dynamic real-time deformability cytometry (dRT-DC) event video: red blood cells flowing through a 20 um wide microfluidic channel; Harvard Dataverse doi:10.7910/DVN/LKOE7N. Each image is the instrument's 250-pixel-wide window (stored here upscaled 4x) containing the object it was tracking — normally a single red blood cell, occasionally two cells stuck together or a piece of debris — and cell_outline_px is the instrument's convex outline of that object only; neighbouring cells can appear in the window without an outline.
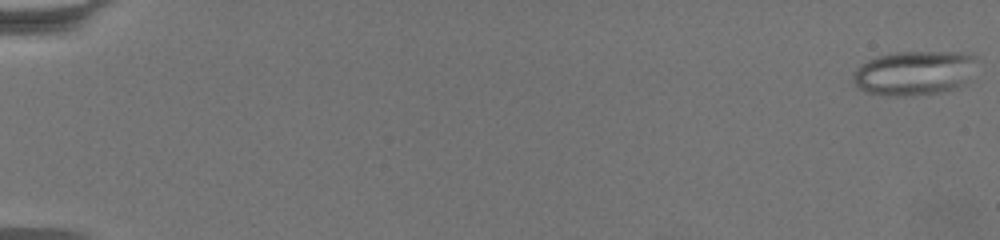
{"species": "common noctule bat (a hibernating species)", "species_latin": "Nyctalus noctula", "temperature_condition": "warm", "stored_images_in_passage": 64, "camera_frame_rate_fps": 3000, "um_per_image_px": 0.085, "animal": {"sex": "female", "body_mass_g": 19.5, "forearm_length_mm": 54.1}, "frame": {"image": 1, "passage_image": 1, "time_ms": 0.0, "image_size_px": [1000, 240], "cell_outline_px": [[976, 60], [968, 80], [964, 84], [956, 88], [940, 92], [904, 96], [888, 96], [864, 92], [856, 88], [852, 80], [852, 72], [856, 68], [868, 60], [876, 56], [896, 52], [960, 52], [976, 56]], "centroid_in_image_um": [77.65, 6.21], "position_along_channel_um": 7.4, "area_um2": 32.25}}
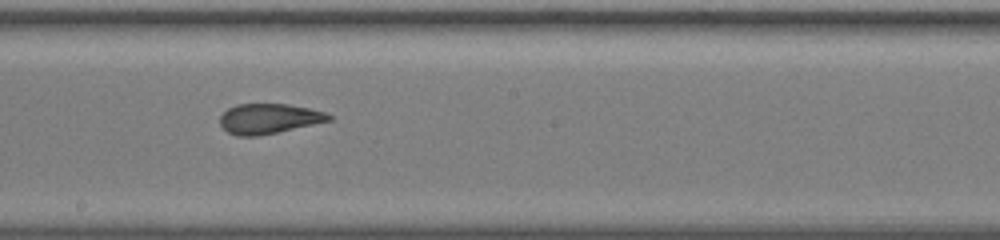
{"frame": {"image": 2, "passage_image": 38, "time_ms": 12.333, "image_size_px": [1000, 240], "cell_outline_px": [[332, 120], [276, 132], [256, 136], [236, 136], [228, 132], [220, 124], [220, 116], [228, 108], [236, 104], [288, 104], [308, 108], [324, 112], [332, 116]], "centroid_in_image_um": [22.83, 10.08], "position_along_channel_um": 225.4, "area_um2": 18.84}}
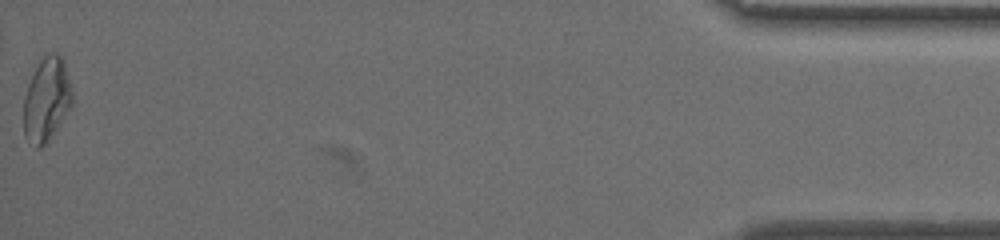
{"frame": {"image": 3, "passage_image": 64, "time_ms": 21.0, "image_size_px": [1000, 240], "cell_outline_px": [[72, 104], [48, 140], [40, 148], [36, 148], [28, 144], [24, 136], [24, 96], [28, 84], [40, 60], [48, 52], [56, 52], [64, 60], [72, 92]], "centroid_in_image_um": [3.94, 8.46], "position_along_channel_um": 431.3, "area_um2": 23.52}, "authors_computed_cell_mechanics": {"area_um2": 21.7039, "velocity_mm_per_s": 3.3851, "shape_relaxation_time_tau1_ms": null, "shape_relaxation_time_tau2_ms": 1.3123, "deformation_change_tau1": null, "deformation_change_tau2": 0.0858}}